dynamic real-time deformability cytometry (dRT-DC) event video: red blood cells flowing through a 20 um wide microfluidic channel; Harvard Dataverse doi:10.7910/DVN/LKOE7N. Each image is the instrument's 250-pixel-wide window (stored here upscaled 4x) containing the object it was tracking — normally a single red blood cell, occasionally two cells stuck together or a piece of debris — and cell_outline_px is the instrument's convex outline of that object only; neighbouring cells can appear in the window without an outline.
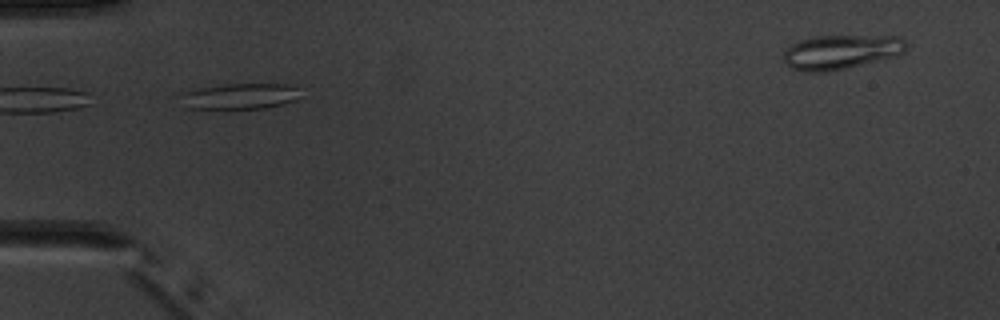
{"species": "common noctule bat (a hibernating species)", "species_latin": "Nyctalus noctula", "temperature_condition": "warm", "stored_images_in_passage": 5, "camera_frame_rate_fps": 3000, "um_per_image_px": 0.085, "animal": {"sex": "male", "body_mass_g": 20.1, "forearm_length_mm": 53.5}, "frame": {"image": 1, "passage_image": 1, "time_ms": 0.0, "image_size_px": [1000, 320], "cell_outline_px": [[296, 100], [264, 108], [188, 108], [180, 96], [188, 92], [200, 88], [224, 84], [284, 84], [296, 88]], "centroid_in_image_um": [20.38, 8.17], "position_along_channel_um": 64.6, "area_um2": 17.22}}
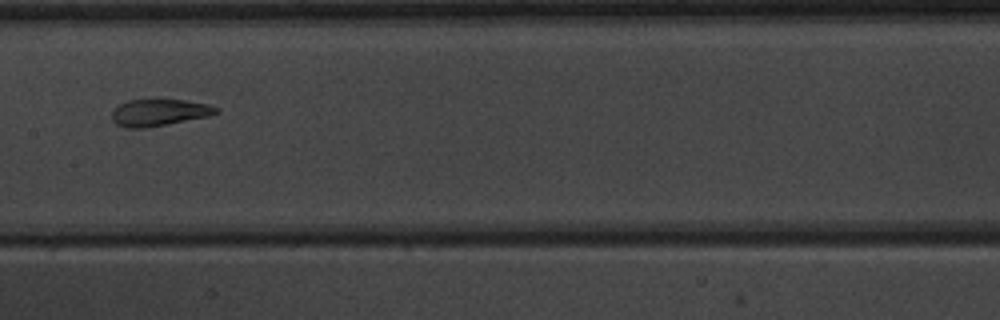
{"frame": {"image": 2, "passage_image": 4, "time_ms": 3.333, "image_size_px": [1000, 320], "cell_outline_px": [[220, 112], [208, 116], [144, 128], [124, 128], [116, 124], [112, 120], [112, 112], [120, 104], [128, 100], [184, 100], [208, 104], [220, 108]], "centroid_in_image_um": [13.53, 9.57], "position_along_channel_um": 193.9, "area_um2": 16.13}}
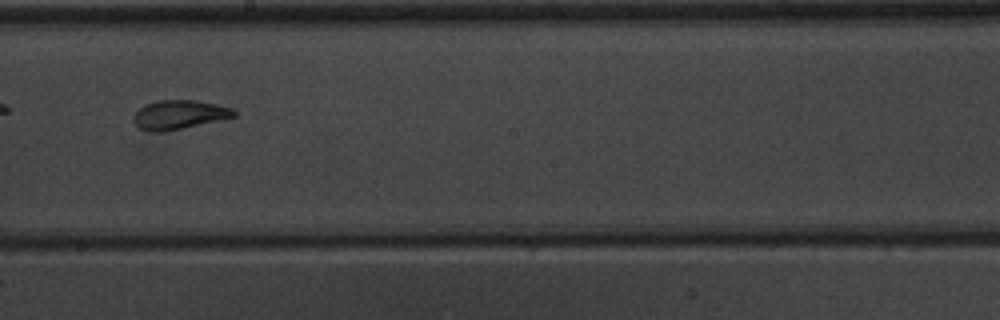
{"frame": {"image": 3, "passage_image": 5, "time_ms": 4.333, "image_size_px": [1000, 320], "cell_outline_px": [[236, 116], [180, 128], [140, 128], [132, 120], [136, 112], [140, 108], [156, 100], [196, 100], [216, 104], [232, 108], [236, 112]], "centroid_in_image_um": [15.29, 9.68], "position_along_channel_um": 232.9, "area_um2": 15.9}}